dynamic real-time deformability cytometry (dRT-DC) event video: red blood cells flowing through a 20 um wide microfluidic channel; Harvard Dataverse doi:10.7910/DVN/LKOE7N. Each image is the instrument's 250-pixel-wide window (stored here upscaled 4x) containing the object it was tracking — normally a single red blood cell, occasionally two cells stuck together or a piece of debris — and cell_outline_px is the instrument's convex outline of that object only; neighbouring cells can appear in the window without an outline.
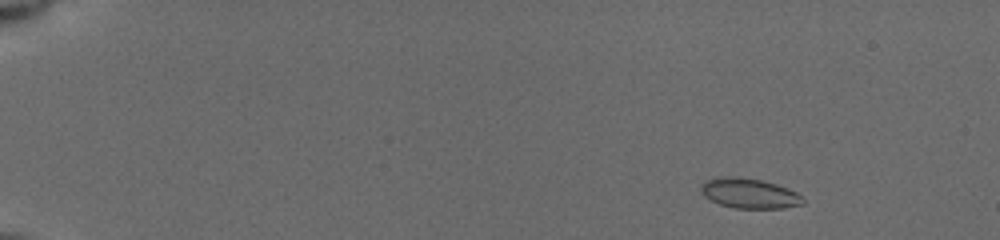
{"species": "common noctule bat (a hibernating species)", "species_latin": "Nyctalus noctula", "temperature_condition": "cold", "stored_images_in_passage": 11, "camera_frame_rate_fps": 3000, "um_per_image_px": 0.085, "animal": {"sex": "female", "body_mass_g": 19.5, "forearm_length_mm": 54.1}, "frame": {"image": 1, "passage_image": 3, "time_ms": 1.0, "image_size_px": [1000, 240], "cell_outline_px": [[804, 204], [784, 208], [736, 208], [720, 204], [704, 196], [700, 192], [700, 184], [708, 180], [724, 176], [732, 176], [760, 180], [776, 184], [796, 192], [804, 200]], "centroid_in_image_um": [63.68, 16.44], "position_along_channel_um": 21.3, "area_um2": 17.63}}
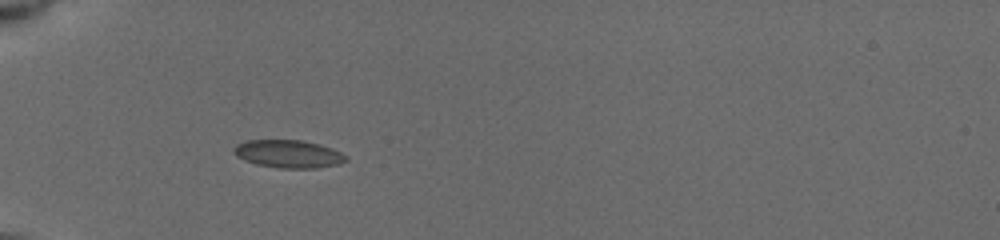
{"frame": {"image": 2, "passage_image": 10, "time_ms": 5.0, "image_size_px": [1000, 240], "cell_outline_px": [[348, 160], [336, 164], [316, 168], [280, 168], [256, 164], [244, 160], [236, 156], [232, 152], [232, 148], [236, 144], [248, 140], [300, 140], [316, 144], [340, 152], [348, 156]], "centroid_in_image_um": [24.45, 13.08], "position_along_channel_um": 60.6, "area_um2": 18.03}}